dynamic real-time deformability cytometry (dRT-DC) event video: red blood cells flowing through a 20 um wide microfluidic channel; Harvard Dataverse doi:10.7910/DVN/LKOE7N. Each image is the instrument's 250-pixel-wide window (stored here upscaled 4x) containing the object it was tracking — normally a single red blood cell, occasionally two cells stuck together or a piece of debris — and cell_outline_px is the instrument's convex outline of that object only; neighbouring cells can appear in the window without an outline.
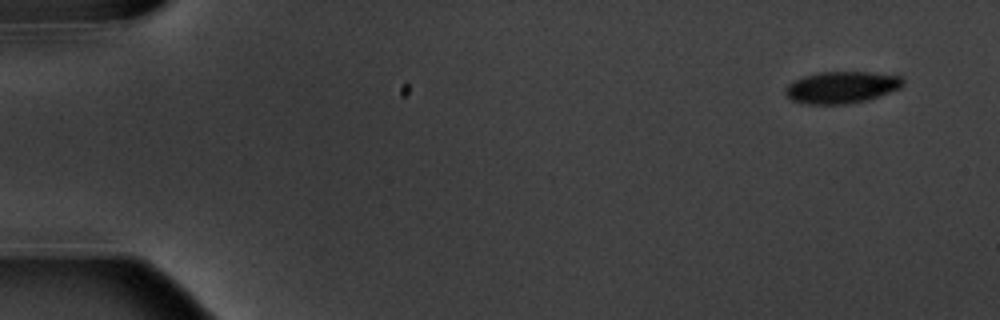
{"species": "common noctule bat (a hibernating species)", "species_latin": "Nyctalus noctula", "temperature_condition": "warm", "stored_images_in_passage": 5, "camera_frame_rate_fps": 3000, "um_per_image_px": 0.085, "animal": {"sex": "male", "body_mass_g": 20.1, "forearm_length_mm": 53.5}, "frame": {"image": 1, "passage_image": 1, "time_ms": 0.0, "image_size_px": [1000, 320], "cell_outline_px": [[904, 84], [900, 88], [868, 100], [848, 104], [804, 104], [792, 100], [784, 92], [788, 84], [792, 80], [816, 72], [872, 72], [904, 76]], "centroid_in_image_um": [71.55, 7.41], "position_along_channel_um": 13.5, "area_um2": 22.08}}